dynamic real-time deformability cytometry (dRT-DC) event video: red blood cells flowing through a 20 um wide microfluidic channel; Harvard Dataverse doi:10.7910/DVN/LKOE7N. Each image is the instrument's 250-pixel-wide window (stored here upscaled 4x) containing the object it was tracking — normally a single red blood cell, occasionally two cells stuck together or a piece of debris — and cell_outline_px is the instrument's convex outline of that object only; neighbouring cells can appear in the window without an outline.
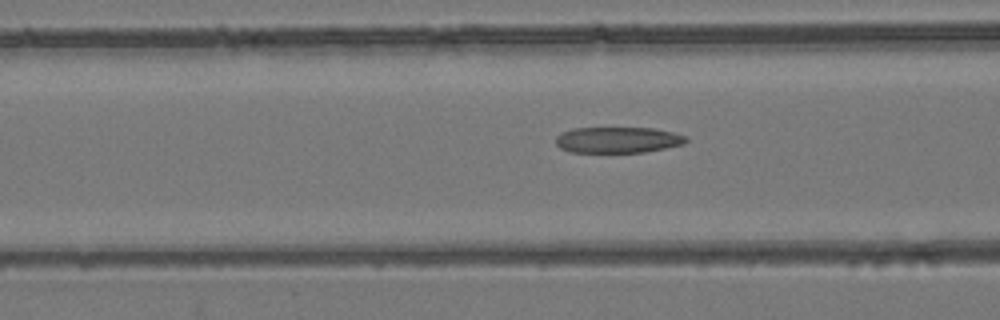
{"species": "common noctule bat (a hibernating species)", "species_latin": "Nyctalus noctula", "temperature_condition": "room temperature", "stored_images_in_passage": 30, "camera_frame_rate_fps": 3000, "um_per_image_px": 0.085, "animal": {"sex": "female", "body_mass_g": 24.6, "forearm_length_mm": 56.2}, "frame": {"image": 1, "passage_image": 7, "time_ms": 2.0, "image_size_px": [1000, 320], "cell_outline_px": [[688, 140], [684, 144], [644, 152], [572, 152], [560, 148], [556, 144], [556, 136], [572, 128], [652, 128], [676, 132], [688, 136]], "centroid_in_image_um": [52.56, 11.88], "position_along_channel_um": 114.0, "area_um2": 19.77}}
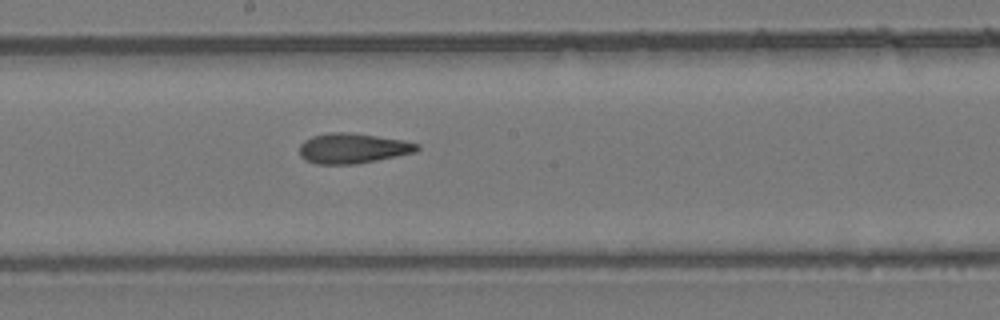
{"frame": {"image": 2, "passage_image": 15, "time_ms": 4.667, "image_size_px": [1000, 320], "cell_outline_px": [[420, 148], [416, 152], [356, 164], [316, 164], [304, 160], [300, 156], [300, 144], [304, 140], [312, 136], [328, 132], [348, 132], [404, 140], [420, 144]], "centroid_in_image_um": [29.97, 12.6], "position_along_channel_um": 218.2, "area_um2": 20.75}}
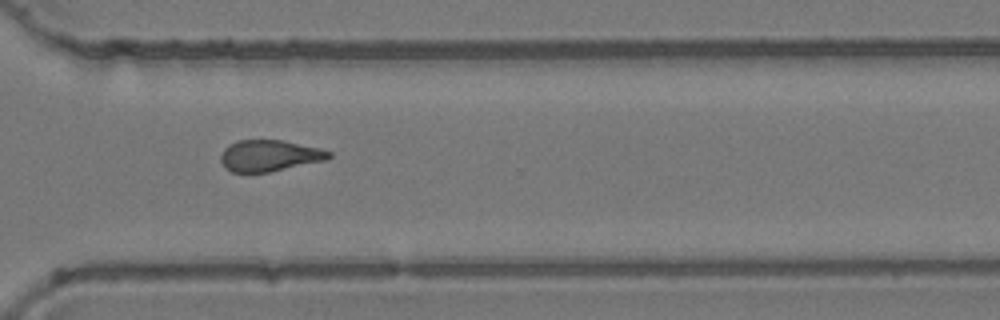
{"frame": {"image": 3, "passage_image": 25, "time_ms": 8.0, "image_size_px": [1000, 320], "cell_outline_px": [[332, 156], [328, 160], [268, 172], [232, 172], [224, 168], [220, 160], [220, 156], [224, 148], [228, 144], [236, 140], [280, 140], [320, 148], [332, 152]], "centroid_in_image_um": [22.89, 13.23], "position_along_channel_um": 347.7, "area_um2": 19.88}, "authors_computed_cell_mechanics": {"area_um2": 20.6635, "velocity_mm_per_s": 3.8976, "shape_relaxation_time_tau1_ms": null, "shape_relaxation_time_tau2_ms": 2.324, "deformation_change_tau1": null, "deformation_change_tau2": 0.1114}}